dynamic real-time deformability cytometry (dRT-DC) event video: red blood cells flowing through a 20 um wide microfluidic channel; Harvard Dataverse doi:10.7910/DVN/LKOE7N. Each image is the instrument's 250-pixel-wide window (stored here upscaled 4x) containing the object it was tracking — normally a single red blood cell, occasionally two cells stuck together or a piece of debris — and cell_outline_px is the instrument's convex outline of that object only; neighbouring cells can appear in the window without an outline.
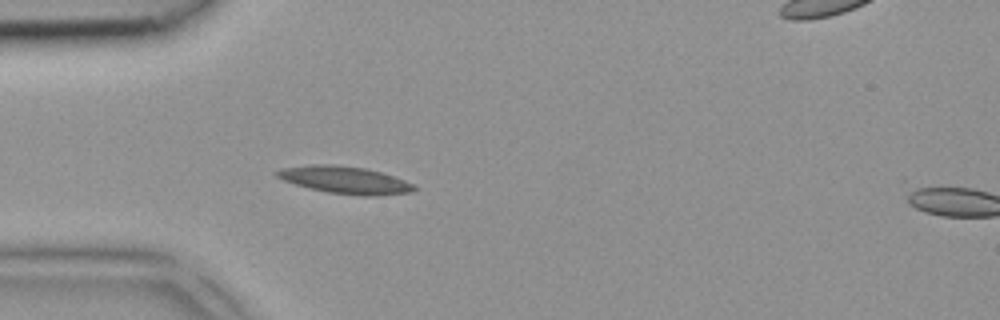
{"species": "common noctule bat (a hibernating species)", "species_latin": "Nyctalus noctula", "temperature_condition": "room temperature", "stored_images_in_passage": 5, "camera_frame_rate_fps": 3000, "um_per_image_px": 0.085, "animal": {"sex": "female", "body_mass_g": 18.4}, "frame": {"image": 1, "passage_image": 4, "time_ms": 1.0, "image_size_px": [1000, 320], "cell_outline_px": [[416, 188], [412, 192], [376, 196], [360, 196], [328, 192], [308, 188], [284, 180], [276, 176], [272, 172], [280, 168], [308, 164], [336, 164], [364, 168], [380, 172], [404, 180], [412, 184]], "centroid_in_image_um": [29.26, 15.29], "position_along_channel_um": 55.7, "area_um2": 21.91}}